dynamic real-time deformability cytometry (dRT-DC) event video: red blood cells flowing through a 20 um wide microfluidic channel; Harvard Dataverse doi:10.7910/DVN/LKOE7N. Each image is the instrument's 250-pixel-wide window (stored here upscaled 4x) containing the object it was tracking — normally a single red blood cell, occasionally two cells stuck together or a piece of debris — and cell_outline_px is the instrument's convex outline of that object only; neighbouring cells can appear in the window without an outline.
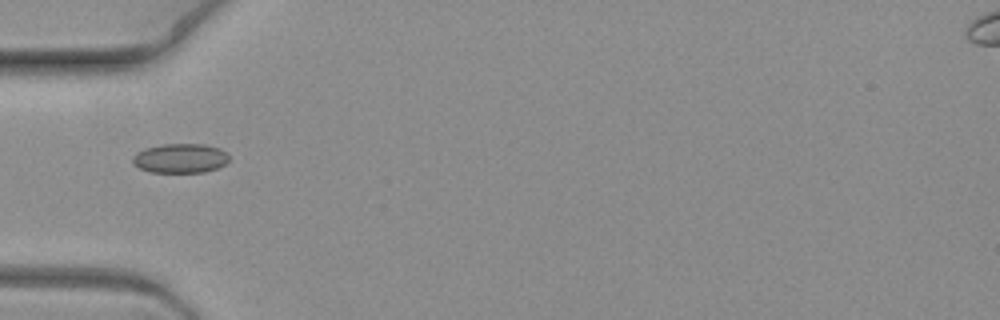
{"species": "common noctule bat (a hibernating species)", "species_latin": "Nyctalus noctula", "temperature_condition": "warm", "stored_images_in_passage": 4, "camera_frame_rate_fps": 3000, "um_per_image_px": 0.085, "animal": {"sex": "female", "body_mass_g": 19.3, "forearm_length_mm": 54.1}, "frame": {"image": 1, "passage_image": 2, "time_ms": 0.333, "image_size_px": [1000, 320], "cell_outline_px": [[228, 160], [224, 164], [216, 168], [204, 172], [152, 172], [140, 168], [132, 164], [132, 156], [136, 152], [144, 148], [164, 144], [204, 144], [220, 148], [228, 152]], "centroid_in_image_um": [15.31, 13.44], "position_along_channel_um": 69.7, "area_um2": 16.59}}
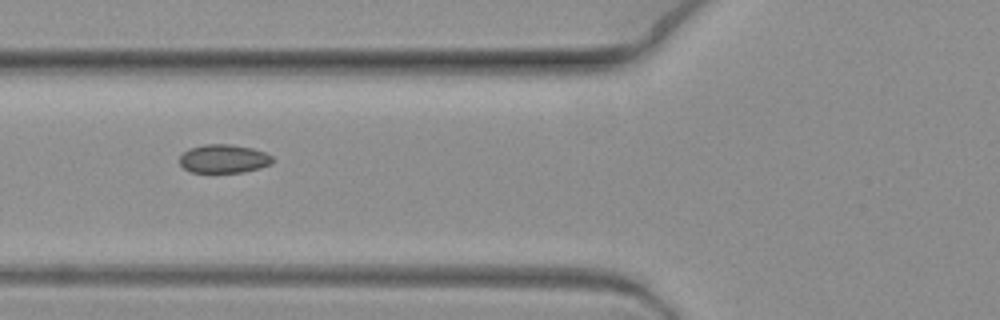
{"frame": {"image": 2, "passage_image": 3, "time_ms": 0.667, "image_size_px": [1000, 320], "cell_outline_px": [[272, 164], [260, 168], [244, 172], [192, 172], [184, 168], [180, 164], [180, 156], [188, 148], [204, 144], [232, 144], [252, 148], [264, 152], [272, 156]], "centroid_in_image_um": [19.02, 13.48], "position_along_channel_um": 106.8, "area_um2": 15.49}}